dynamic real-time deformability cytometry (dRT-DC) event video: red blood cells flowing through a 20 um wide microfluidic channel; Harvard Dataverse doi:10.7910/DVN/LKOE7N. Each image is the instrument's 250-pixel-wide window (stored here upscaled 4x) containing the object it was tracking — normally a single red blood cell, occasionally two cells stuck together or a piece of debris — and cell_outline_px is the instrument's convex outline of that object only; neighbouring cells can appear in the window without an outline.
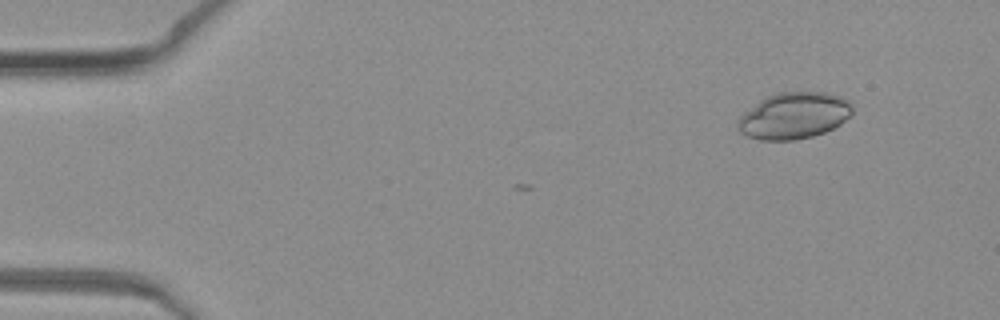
{"species": "common noctule bat (a hibernating species)", "species_latin": "Nyctalus noctula", "temperature_condition": "warm", "stored_images_in_passage": 3, "camera_frame_rate_fps": 3000, "um_per_image_px": 0.085, "animal": {"sex": "female", "body_mass_g": 19.3, "forearm_length_mm": 54.1}, "frame": {"image": 1, "passage_image": 3, "time_ms": 0.667, "image_size_px": [1000, 320], "cell_outline_px": [[852, 112], [840, 124], [824, 132], [812, 136], [796, 140], [760, 140], [748, 136], [740, 132], [736, 128], [736, 120], [744, 112], [764, 96], [776, 92], [828, 92], [840, 96], [848, 100], [852, 104]], "centroid_in_image_um": [67.44, 9.82], "position_along_channel_um": 17.6, "area_um2": 31.27}}